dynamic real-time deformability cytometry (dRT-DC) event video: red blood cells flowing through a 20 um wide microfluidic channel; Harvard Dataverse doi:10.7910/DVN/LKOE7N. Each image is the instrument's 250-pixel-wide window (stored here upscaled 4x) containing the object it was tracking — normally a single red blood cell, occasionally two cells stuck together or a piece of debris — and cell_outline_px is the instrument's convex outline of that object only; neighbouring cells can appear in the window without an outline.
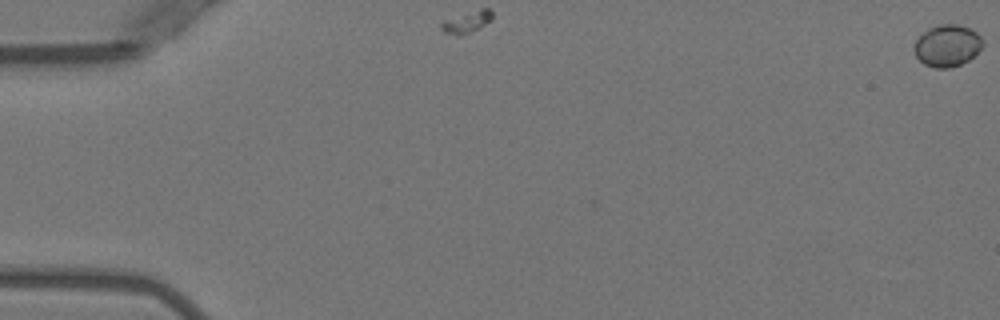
{"species": "Egyptian fruit bat (a non-hibernating species)", "species_latin": "Rousettus aegyptiacus", "temperature_condition": "warm", "stored_images_in_passage": 8, "camera_frame_rate_fps": 3000, "um_per_image_px": 0.085, "animal": {"sex": "female"}, "frame": {"image": 1, "passage_image": 1, "time_ms": 0.0, "image_size_px": [1000, 320], "cell_outline_px": [[984, 44], [968, 60], [960, 64], [948, 68], [936, 68], [924, 64], [916, 56], [916, 40], [928, 28], [940, 24], [956, 24], [968, 28], [976, 32], [984, 40]], "centroid_in_image_um": [80.53, 3.87], "position_along_channel_um": 4.5, "area_um2": 16.36}}
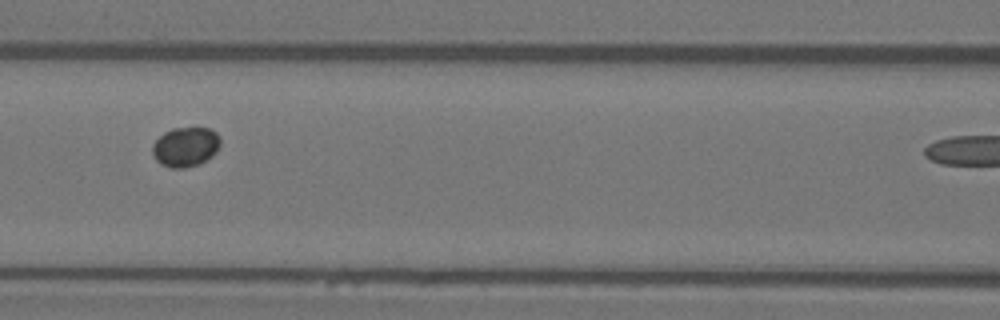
{"frame": {"image": 2, "passage_image": 7, "time_ms": 8.0, "image_size_px": [1000, 320], "cell_outline_px": [[220, 144], [216, 152], [212, 156], [200, 164], [184, 168], [172, 168], [160, 164], [156, 160], [152, 152], [152, 144], [164, 132], [172, 128], [208, 128], [216, 132], [220, 136]], "centroid_in_image_um": [15.77, 12.49], "position_along_channel_um": 150.8, "area_um2": 15.78}}